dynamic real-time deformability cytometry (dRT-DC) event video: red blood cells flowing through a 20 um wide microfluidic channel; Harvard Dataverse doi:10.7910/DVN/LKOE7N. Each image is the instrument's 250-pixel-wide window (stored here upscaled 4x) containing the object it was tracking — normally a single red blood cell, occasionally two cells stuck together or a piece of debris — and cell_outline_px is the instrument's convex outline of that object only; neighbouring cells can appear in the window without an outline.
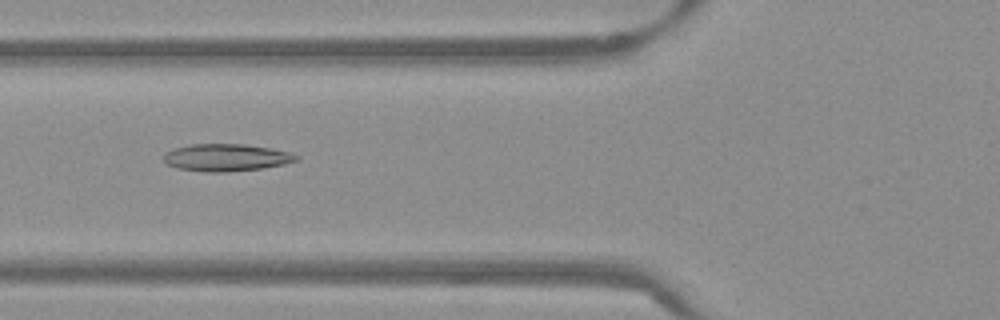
{"species": "Egyptian fruit bat (a non-hibernating species)", "species_latin": "Rousettus aegyptiacus", "temperature_condition": "warm", "stored_images_in_passage": 49, "camera_frame_rate_fps": 3000, "um_per_image_px": 0.085, "frame": {"image": 1, "passage_image": 16, "time_ms": 5.0, "image_size_px": [1000, 320], "cell_outline_px": [[300, 160], [284, 164], [264, 168], [228, 172], [204, 172], [176, 168], [168, 164], [164, 160], [164, 152], [188, 144], [244, 144], [292, 152], [300, 156]], "centroid_in_image_um": [19.26, 13.39], "position_along_channel_um": 106.5, "area_um2": 21.27}}
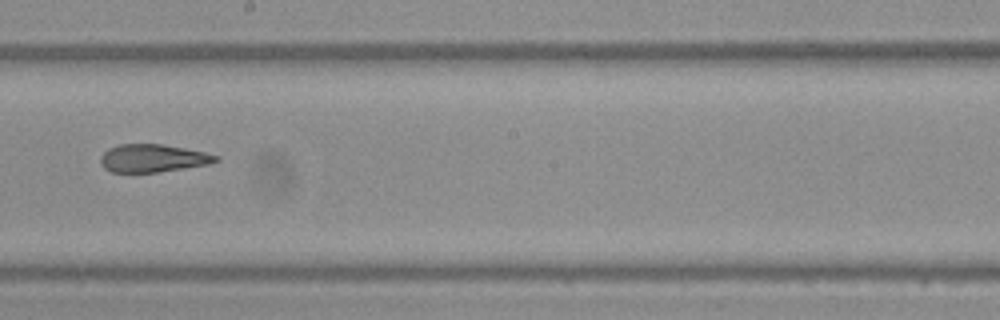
{"frame": {"image": 2, "passage_image": 26, "time_ms": 8.333, "image_size_px": [1000, 320], "cell_outline_px": [[220, 160], [208, 164], [184, 168], [156, 172], [112, 172], [104, 168], [100, 164], [100, 156], [108, 148], [120, 144], [160, 144], [184, 148], [204, 152], [220, 156]], "centroid_in_image_um": [12.97, 13.44], "position_along_channel_um": 235.2, "area_um2": 18.67}}
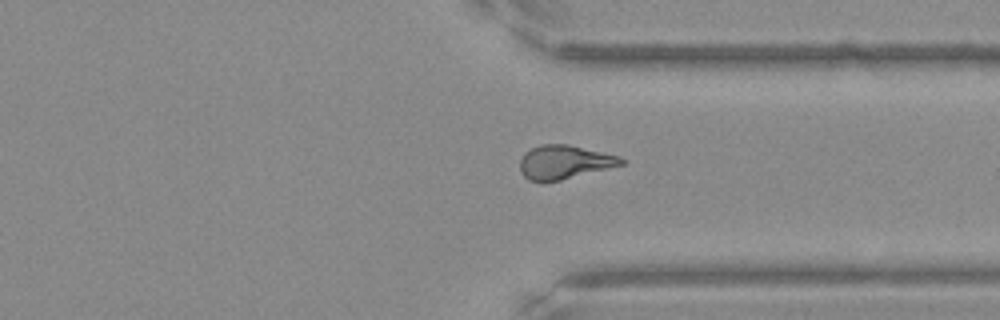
{"frame": {"image": 3, "passage_image": 36, "time_ms": 11.667, "image_size_px": [1000, 320], "cell_outline_px": [[624, 164], [544, 184], [528, 180], [520, 172], [520, 160], [524, 152], [540, 144], [568, 144], [620, 156], [624, 160]], "centroid_in_image_um": [47.91, 13.79], "position_along_channel_um": 363.5, "area_um2": 20.11}, "authors_computed_cell_mechanics": {"area_um2": 20.0566, "velocity_mm_per_s": 3.846, "shape_relaxation_time_tau1_ms": null, "shape_relaxation_time_tau2_ms": 2.6687, "deformation_change_tau1": null, "deformation_change_tau2": 0.1125}}